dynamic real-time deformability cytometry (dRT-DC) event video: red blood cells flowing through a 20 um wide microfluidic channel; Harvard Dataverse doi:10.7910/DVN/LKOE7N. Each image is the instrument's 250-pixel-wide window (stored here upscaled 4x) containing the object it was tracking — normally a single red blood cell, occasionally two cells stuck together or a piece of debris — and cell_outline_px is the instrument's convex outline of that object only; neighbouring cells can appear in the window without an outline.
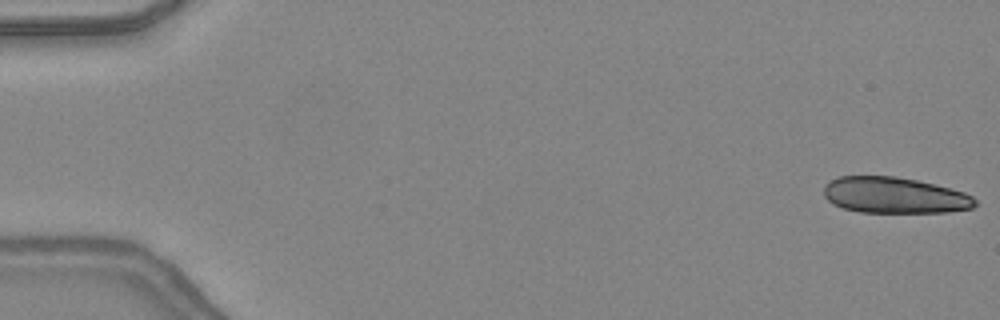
{"species": "common noctule bat (a hibernating species)", "species_latin": "Nyctalus noctula", "temperature_condition": "warm", "stored_images_in_passage": 48, "camera_frame_rate_fps": 3000, "um_per_image_px": 0.085, "animal": {"sex": "female", "body_mass_g": 24.6, "forearm_length_mm": 56.2}, "frame": {"image": 1, "passage_image": 1, "time_ms": 0.0, "image_size_px": [1000, 320], "cell_outline_px": [[976, 204], [972, 208], [948, 212], [860, 212], [840, 208], [832, 204], [824, 196], [824, 184], [840, 176], [896, 176], [936, 184], [964, 192], [972, 196], [976, 200]], "centroid_in_image_um": [76.01, 16.6], "position_along_channel_um": 9.0, "area_um2": 31.96}}
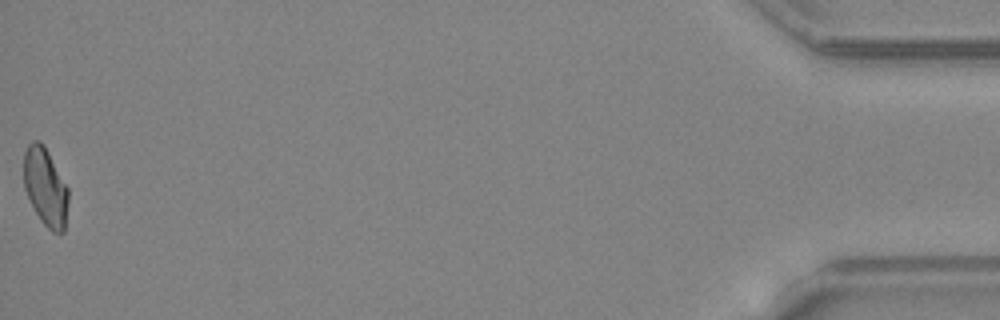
{"frame": {"image": 2, "passage_image": 48, "time_ms": 15.667, "image_size_px": [1000, 320], "cell_outline_px": [[68, 204], [64, 232], [52, 232], [40, 220], [24, 188], [24, 152], [28, 144], [32, 140], [40, 140], [44, 144], [68, 188]], "centroid_in_image_um": [3.86, 15.87], "position_along_channel_um": 431.3, "area_um2": 20.23}, "authors_computed_cell_mechanics": {"area_um2": 21.386, "velocity_mm_per_s": 4.3849, "shape_relaxation_time_tau1_ms": 8.9064, "shape_relaxation_time_tau2_ms": 1.4468, "deformation_change_tau1": 0.2126, "deformation_change_tau2": 0.0661}}